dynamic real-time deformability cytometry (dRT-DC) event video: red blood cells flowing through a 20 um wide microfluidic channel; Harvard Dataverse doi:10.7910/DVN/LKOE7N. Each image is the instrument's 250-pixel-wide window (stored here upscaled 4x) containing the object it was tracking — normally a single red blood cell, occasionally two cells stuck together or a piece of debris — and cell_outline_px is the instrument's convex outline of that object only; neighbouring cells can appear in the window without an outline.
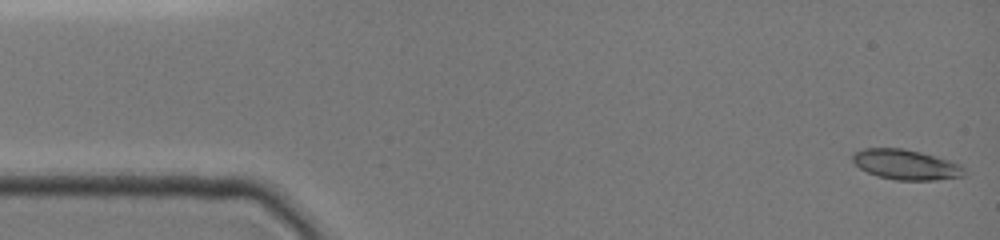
{"species": "common noctule bat (a hibernating species)", "species_latin": "Nyctalus noctula", "temperature_condition": "cold", "stored_images_in_passage": 48, "camera_frame_rate_fps": 3000, "um_per_image_px": 0.085, "animal": {"sex": "female", "body_mass_g": 19.0, "forearm_length_mm": 51.5}, "frame": {"image": 1, "passage_image": 1, "time_ms": 0.0, "image_size_px": [1000, 240], "cell_outline_px": [[964, 176], [936, 180], [896, 180], [880, 176], [868, 172], [860, 168], [852, 160], [852, 152], [864, 148], [900, 148], [920, 152], [952, 160], [960, 164], [964, 168]], "centroid_in_image_um": [77.02, 13.98], "position_along_channel_um": 8.0, "area_um2": 19.59}}
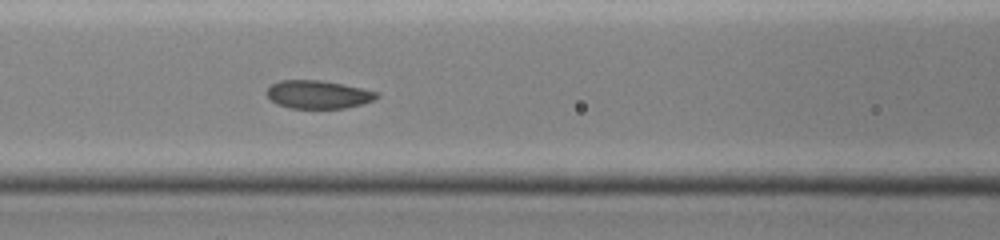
{"frame": {"image": 2, "passage_image": 20, "time_ms": 6.333, "image_size_px": [1000, 240], "cell_outline_px": [[380, 96], [372, 100], [360, 104], [344, 108], [288, 108], [276, 104], [268, 96], [268, 88], [272, 84], [280, 80], [320, 80], [360, 88], [376, 92]], "centroid_in_image_um": [27.0, 8.03], "position_along_channel_um": 139.6, "area_um2": 17.69}}
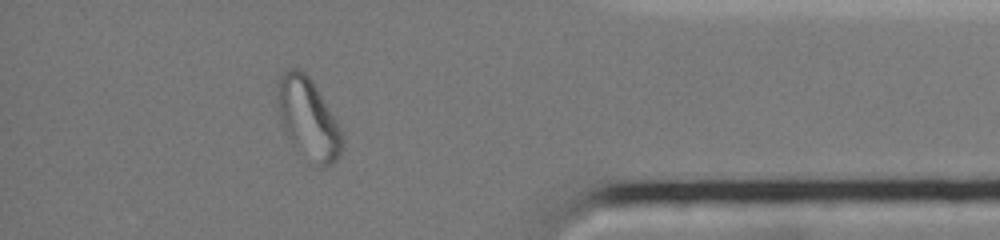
{"frame": {"image": 3, "passage_image": 42, "time_ms": 13.667, "image_size_px": [1000, 240], "cell_outline_px": [[344, 148], [336, 160], [332, 164], [320, 168], [288, 136], [276, 112], [276, 80], [284, 72], [292, 68], [296, 68], [304, 72], [308, 76], [316, 88], [340, 128], [344, 140]], "centroid_in_image_um": [26.17, 10.04], "position_along_channel_um": 409.0, "area_um2": 29.94}, "authors_computed_cell_mechanics": {"area_um2": 19.0451, "velocity_mm_per_s": 3.9238, "shape_relaxation_time_tau1_ms": 8.6509, "shape_relaxation_time_tau2_ms": null, "deformation_change_tau1": 0.1804, "deformation_change_tau2": null}}